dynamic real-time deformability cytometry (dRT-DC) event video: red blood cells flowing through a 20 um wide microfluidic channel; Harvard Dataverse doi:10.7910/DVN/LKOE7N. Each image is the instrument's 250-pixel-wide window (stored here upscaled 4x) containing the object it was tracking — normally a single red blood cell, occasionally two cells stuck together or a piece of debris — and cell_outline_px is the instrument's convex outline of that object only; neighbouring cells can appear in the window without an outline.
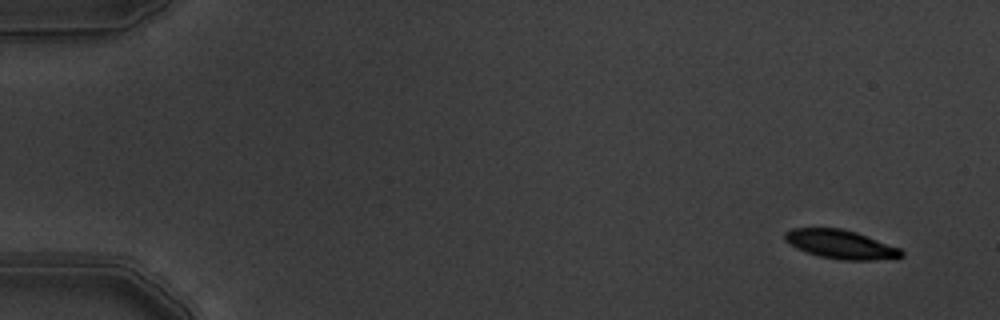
{"species": "common noctule bat (a hibernating species)", "species_latin": "Nyctalus noctula", "temperature_condition": "warm", "stored_images_in_passage": 15, "camera_frame_rate_fps": 3000, "um_per_image_px": 0.085, "animal": {"sex": "male", "body_mass_g": 19.5, "forearm_length_mm": 54.6}, "frame": {"image": 1, "passage_image": 1, "time_ms": 0.0, "image_size_px": [1000, 320], "cell_outline_px": [[904, 256], [872, 260], [844, 260], [820, 256], [796, 248], [784, 240], [784, 232], [792, 228], [840, 228], [856, 232], [900, 248], [904, 252]], "centroid_in_image_um": [71.44, 20.76], "position_along_channel_um": 13.6, "area_um2": 19.36}}
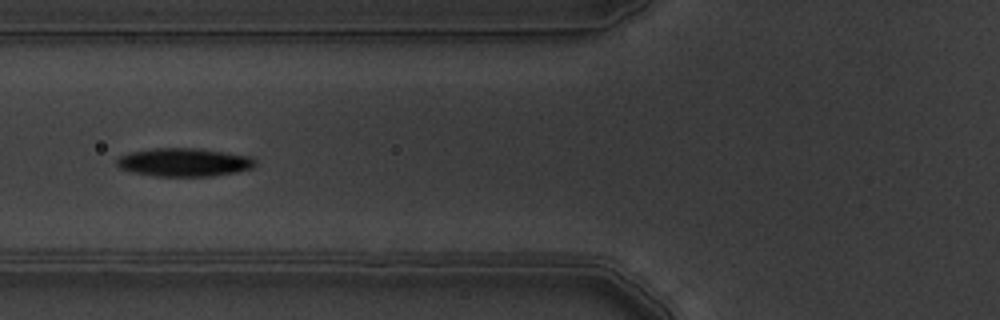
{"frame": {"image": 2, "passage_image": 6, "time_ms": 1.667, "image_size_px": [1000, 320], "cell_outline_px": [[256, 164], [252, 168], [236, 172], [212, 176], [152, 176], [132, 172], [120, 168], [116, 164], [116, 160], [120, 156], [132, 152], [152, 148], [196, 148], [252, 156], [256, 160]], "centroid_in_image_um": [15.66, 13.79], "position_along_channel_um": 110.1, "area_um2": 22.89}}
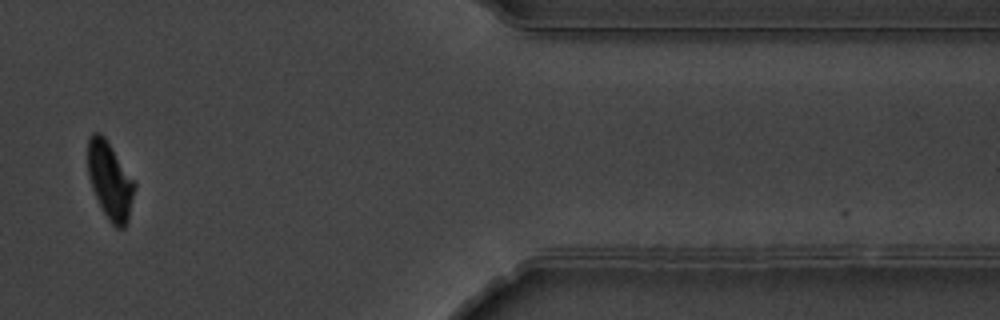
{"frame": {"image": 3, "passage_image": 14, "time_ms": 4.333, "image_size_px": [1000, 320], "cell_outline_px": [[136, 188], [128, 220], [124, 228], [116, 228], [108, 220], [92, 188], [88, 176], [88, 136], [92, 132], [100, 132], [104, 136], [136, 184]], "centroid_in_image_um": [9.35, 15.35], "position_along_channel_um": 402.1, "area_um2": 20.87}}